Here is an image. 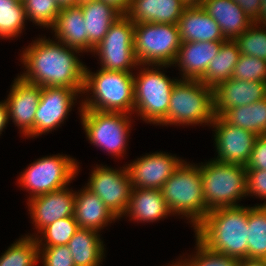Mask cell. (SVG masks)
Returning <instances> with one entry per match:
<instances>
[{
  "instance_id": "7a4b0ae2",
  "label": "cell",
  "mask_w": 266,
  "mask_h": 266,
  "mask_svg": "<svg viewBox=\"0 0 266 266\" xmlns=\"http://www.w3.org/2000/svg\"><path fill=\"white\" fill-rule=\"evenodd\" d=\"M212 251L241 260L248 257V207L232 206L208 212L194 229Z\"/></svg>"
},
{
  "instance_id": "4316f807",
  "label": "cell",
  "mask_w": 266,
  "mask_h": 266,
  "mask_svg": "<svg viewBox=\"0 0 266 266\" xmlns=\"http://www.w3.org/2000/svg\"><path fill=\"white\" fill-rule=\"evenodd\" d=\"M100 233L91 229H79L70 239V249L75 266H100L105 256V245Z\"/></svg>"
},
{
  "instance_id": "ab89813d",
  "label": "cell",
  "mask_w": 266,
  "mask_h": 266,
  "mask_svg": "<svg viewBox=\"0 0 266 266\" xmlns=\"http://www.w3.org/2000/svg\"><path fill=\"white\" fill-rule=\"evenodd\" d=\"M245 168L266 170V133L257 136Z\"/></svg>"
},
{
  "instance_id": "7bdbcfd3",
  "label": "cell",
  "mask_w": 266,
  "mask_h": 266,
  "mask_svg": "<svg viewBox=\"0 0 266 266\" xmlns=\"http://www.w3.org/2000/svg\"><path fill=\"white\" fill-rule=\"evenodd\" d=\"M8 109L5 101L0 102V135L2 131L6 128V125L9 123Z\"/></svg>"
},
{
  "instance_id": "74e56055",
  "label": "cell",
  "mask_w": 266,
  "mask_h": 266,
  "mask_svg": "<svg viewBox=\"0 0 266 266\" xmlns=\"http://www.w3.org/2000/svg\"><path fill=\"white\" fill-rule=\"evenodd\" d=\"M39 260L43 266H75L67 245L39 247Z\"/></svg>"
},
{
  "instance_id": "5b68a950",
  "label": "cell",
  "mask_w": 266,
  "mask_h": 266,
  "mask_svg": "<svg viewBox=\"0 0 266 266\" xmlns=\"http://www.w3.org/2000/svg\"><path fill=\"white\" fill-rule=\"evenodd\" d=\"M214 117V89L200 80L178 79L170 95L167 116L159 125L210 126Z\"/></svg>"
},
{
  "instance_id": "9a60e30c",
  "label": "cell",
  "mask_w": 266,
  "mask_h": 266,
  "mask_svg": "<svg viewBox=\"0 0 266 266\" xmlns=\"http://www.w3.org/2000/svg\"><path fill=\"white\" fill-rule=\"evenodd\" d=\"M183 159L165 152H154L126 165L133 188L161 189L181 166Z\"/></svg>"
},
{
  "instance_id": "ffe728a7",
  "label": "cell",
  "mask_w": 266,
  "mask_h": 266,
  "mask_svg": "<svg viewBox=\"0 0 266 266\" xmlns=\"http://www.w3.org/2000/svg\"><path fill=\"white\" fill-rule=\"evenodd\" d=\"M223 42H183L174 64L180 68L181 79L200 80Z\"/></svg>"
},
{
  "instance_id": "83f0119b",
  "label": "cell",
  "mask_w": 266,
  "mask_h": 266,
  "mask_svg": "<svg viewBox=\"0 0 266 266\" xmlns=\"http://www.w3.org/2000/svg\"><path fill=\"white\" fill-rule=\"evenodd\" d=\"M240 55L238 44L234 40H226L221 44L218 54L211 60L200 81L215 89L221 82L229 80Z\"/></svg>"
},
{
  "instance_id": "836d02e7",
  "label": "cell",
  "mask_w": 266,
  "mask_h": 266,
  "mask_svg": "<svg viewBox=\"0 0 266 266\" xmlns=\"http://www.w3.org/2000/svg\"><path fill=\"white\" fill-rule=\"evenodd\" d=\"M27 20L50 29L61 10L56 0H22Z\"/></svg>"
},
{
  "instance_id": "1f68e13d",
  "label": "cell",
  "mask_w": 266,
  "mask_h": 266,
  "mask_svg": "<svg viewBox=\"0 0 266 266\" xmlns=\"http://www.w3.org/2000/svg\"><path fill=\"white\" fill-rule=\"evenodd\" d=\"M26 20L22 0H0V38L12 40L20 36Z\"/></svg>"
},
{
  "instance_id": "c3c4849f",
  "label": "cell",
  "mask_w": 266,
  "mask_h": 266,
  "mask_svg": "<svg viewBox=\"0 0 266 266\" xmlns=\"http://www.w3.org/2000/svg\"><path fill=\"white\" fill-rule=\"evenodd\" d=\"M186 6L201 5L204 0H181Z\"/></svg>"
},
{
  "instance_id": "9c48e42d",
  "label": "cell",
  "mask_w": 266,
  "mask_h": 266,
  "mask_svg": "<svg viewBox=\"0 0 266 266\" xmlns=\"http://www.w3.org/2000/svg\"><path fill=\"white\" fill-rule=\"evenodd\" d=\"M78 109L83 130L91 144L112 157L125 155L133 120L131 114L81 109V104Z\"/></svg>"
},
{
  "instance_id": "d4e9b609",
  "label": "cell",
  "mask_w": 266,
  "mask_h": 266,
  "mask_svg": "<svg viewBox=\"0 0 266 266\" xmlns=\"http://www.w3.org/2000/svg\"><path fill=\"white\" fill-rule=\"evenodd\" d=\"M51 30L55 40L81 53L88 52V33L79 5L61 8Z\"/></svg>"
},
{
  "instance_id": "d6986e66",
  "label": "cell",
  "mask_w": 266,
  "mask_h": 266,
  "mask_svg": "<svg viewBox=\"0 0 266 266\" xmlns=\"http://www.w3.org/2000/svg\"><path fill=\"white\" fill-rule=\"evenodd\" d=\"M183 42H225L218 23L198 6H187L177 23Z\"/></svg>"
},
{
  "instance_id": "8992f818",
  "label": "cell",
  "mask_w": 266,
  "mask_h": 266,
  "mask_svg": "<svg viewBox=\"0 0 266 266\" xmlns=\"http://www.w3.org/2000/svg\"><path fill=\"white\" fill-rule=\"evenodd\" d=\"M203 185V197L208 211L240 206L241 198H247V170L245 166L211 159L199 163Z\"/></svg>"
},
{
  "instance_id": "6da1fadb",
  "label": "cell",
  "mask_w": 266,
  "mask_h": 266,
  "mask_svg": "<svg viewBox=\"0 0 266 266\" xmlns=\"http://www.w3.org/2000/svg\"><path fill=\"white\" fill-rule=\"evenodd\" d=\"M77 53L81 52L42 36L22 51L20 60L26 71L19 76L40 87L83 89L85 64Z\"/></svg>"
},
{
  "instance_id": "bcb514c9",
  "label": "cell",
  "mask_w": 266,
  "mask_h": 266,
  "mask_svg": "<svg viewBox=\"0 0 266 266\" xmlns=\"http://www.w3.org/2000/svg\"><path fill=\"white\" fill-rule=\"evenodd\" d=\"M82 0H56V2L58 3V5L61 8L64 7H70V6H77L81 3Z\"/></svg>"
},
{
  "instance_id": "f35d334b",
  "label": "cell",
  "mask_w": 266,
  "mask_h": 266,
  "mask_svg": "<svg viewBox=\"0 0 266 266\" xmlns=\"http://www.w3.org/2000/svg\"><path fill=\"white\" fill-rule=\"evenodd\" d=\"M247 170V196L253 195L261 198L266 206V170L246 169Z\"/></svg>"
},
{
  "instance_id": "52a82bcc",
  "label": "cell",
  "mask_w": 266,
  "mask_h": 266,
  "mask_svg": "<svg viewBox=\"0 0 266 266\" xmlns=\"http://www.w3.org/2000/svg\"><path fill=\"white\" fill-rule=\"evenodd\" d=\"M166 67L169 65L139 64L140 72L134 75L133 114L146 123L159 125L167 116L170 95L178 79H171L161 71Z\"/></svg>"
},
{
  "instance_id": "4fadbf2b",
  "label": "cell",
  "mask_w": 266,
  "mask_h": 266,
  "mask_svg": "<svg viewBox=\"0 0 266 266\" xmlns=\"http://www.w3.org/2000/svg\"><path fill=\"white\" fill-rule=\"evenodd\" d=\"M83 89L66 87H41L40 101L34 117L32 138L59 128Z\"/></svg>"
},
{
  "instance_id": "ac0fdd59",
  "label": "cell",
  "mask_w": 266,
  "mask_h": 266,
  "mask_svg": "<svg viewBox=\"0 0 266 266\" xmlns=\"http://www.w3.org/2000/svg\"><path fill=\"white\" fill-rule=\"evenodd\" d=\"M266 98V82L230 78L214 89V115L222 116L233 107L252 104Z\"/></svg>"
},
{
  "instance_id": "e575fe53",
  "label": "cell",
  "mask_w": 266,
  "mask_h": 266,
  "mask_svg": "<svg viewBox=\"0 0 266 266\" xmlns=\"http://www.w3.org/2000/svg\"><path fill=\"white\" fill-rule=\"evenodd\" d=\"M234 41L241 54L266 60V26L252 23Z\"/></svg>"
},
{
  "instance_id": "277c9868",
  "label": "cell",
  "mask_w": 266,
  "mask_h": 266,
  "mask_svg": "<svg viewBox=\"0 0 266 266\" xmlns=\"http://www.w3.org/2000/svg\"><path fill=\"white\" fill-rule=\"evenodd\" d=\"M172 215H182L195 229L208 214L198 164L184 161L160 189Z\"/></svg>"
},
{
  "instance_id": "484cf974",
  "label": "cell",
  "mask_w": 266,
  "mask_h": 266,
  "mask_svg": "<svg viewBox=\"0 0 266 266\" xmlns=\"http://www.w3.org/2000/svg\"><path fill=\"white\" fill-rule=\"evenodd\" d=\"M172 215L160 189L132 188L129 205L123 216L135 222H155ZM131 218V219H130Z\"/></svg>"
},
{
  "instance_id": "603a6c76",
  "label": "cell",
  "mask_w": 266,
  "mask_h": 266,
  "mask_svg": "<svg viewBox=\"0 0 266 266\" xmlns=\"http://www.w3.org/2000/svg\"><path fill=\"white\" fill-rule=\"evenodd\" d=\"M79 6L82 9L88 33V52L92 53L111 25L123 14L114 6L101 0H82Z\"/></svg>"
},
{
  "instance_id": "f1b7e54d",
  "label": "cell",
  "mask_w": 266,
  "mask_h": 266,
  "mask_svg": "<svg viewBox=\"0 0 266 266\" xmlns=\"http://www.w3.org/2000/svg\"><path fill=\"white\" fill-rule=\"evenodd\" d=\"M222 117L231 125L241 127L257 136L266 133V98L249 105L233 107Z\"/></svg>"
},
{
  "instance_id": "5bb4252c",
  "label": "cell",
  "mask_w": 266,
  "mask_h": 266,
  "mask_svg": "<svg viewBox=\"0 0 266 266\" xmlns=\"http://www.w3.org/2000/svg\"><path fill=\"white\" fill-rule=\"evenodd\" d=\"M215 131V160L246 166L257 135L249 130L229 124L222 116H215L210 127Z\"/></svg>"
},
{
  "instance_id": "7c38bea8",
  "label": "cell",
  "mask_w": 266,
  "mask_h": 266,
  "mask_svg": "<svg viewBox=\"0 0 266 266\" xmlns=\"http://www.w3.org/2000/svg\"><path fill=\"white\" fill-rule=\"evenodd\" d=\"M91 172L85 187L96 194L119 220L127 210L133 188L126 166L116 170L96 165Z\"/></svg>"
},
{
  "instance_id": "2e32d148",
  "label": "cell",
  "mask_w": 266,
  "mask_h": 266,
  "mask_svg": "<svg viewBox=\"0 0 266 266\" xmlns=\"http://www.w3.org/2000/svg\"><path fill=\"white\" fill-rule=\"evenodd\" d=\"M41 87L32 84L19 75L14 78L10 92L5 101L9 120H12L26 138L32 137L34 117L40 101ZM11 118V119H10Z\"/></svg>"
},
{
  "instance_id": "44dd1931",
  "label": "cell",
  "mask_w": 266,
  "mask_h": 266,
  "mask_svg": "<svg viewBox=\"0 0 266 266\" xmlns=\"http://www.w3.org/2000/svg\"><path fill=\"white\" fill-rule=\"evenodd\" d=\"M186 7L181 0H131L125 15L135 24H177Z\"/></svg>"
},
{
  "instance_id": "8fae6325",
  "label": "cell",
  "mask_w": 266,
  "mask_h": 266,
  "mask_svg": "<svg viewBox=\"0 0 266 266\" xmlns=\"http://www.w3.org/2000/svg\"><path fill=\"white\" fill-rule=\"evenodd\" d=\"M134 25L125 14L111 25L92 51L98 55L101 69L133 72L131 69L139 66L134 52Z\"/></svg>"
},
{
  "instance_id": "e0dca14e",
  "label": "cell",
  "mask_w": 266,
  "mask_h": 266,
  "mask_svg": "<svg viewBox=\"0 0 266 266\" xmlns=\"http://www.w3.org/2000/svg\"><path fill=\"white\" fill-rule=\"evenodd\" d=\"M28 211L37 230L36 236L54 221L74 216L75 191L68 186L28 199Z\"/></svg>"
},
{
  "instance_id": "d590c367",
  "label": "cell",
  "mask_w": 266,
  "mask_h": 266,
  "mask_svg": "<svg viewBox=\"0 0 266 266\" xmlns=\"http://www.w3.org/2000/svg\"><path fill=\"white\" fill-rule=\"evenodd\" d=\"M232 78L266 82V60L241 54L235 65Z\"/></svg>"
},
{
  "instance_id": "8d00e7d4",
  "label": "cell",
  "mask_w": 266,
  "mask_h": 266,
  "mask_svg": "<svg viewBox=\"0 0 266 266\" xmlns=\"http://www.w3.org/2000/svg\"><path fill=\"white\" fill-rule=\"evenodd\" d=\"M196 251L195 255L192 254L190 261L193 266H238L239 260L223 255L212 251L207 246H205L197 237H196Z\"/></svg>"
},
{
  "instance_id": "ba28073f",
  "label": "cell",
  "mask_w": 266,
  "mask_h": 266,
  "mask_svg": "<svg viewBox=\"0 0 266 266\" xmlns=\"http://www.w3.org/2000/svg\"><path fill=\"white\" fill-rule=\"evenodd\" d=\"M180 46L177 24L147 22L134 25V52L139 64L174 66Z\"/></svg>"
},
{
  "instance_id": "d6a6232c",
  "label": "cell",
  "mask_w": 266,
  "mask_h": 266,
  "mask_svg": "<svg viewBox=\"0 0 266 266\" xmlns=\"http://www.w3.org/2000/svg\"><path fill=\"white\" fill-rule=\"evenodd\" d=\"M78 223L74 216L54 221L45 227L41 232V236L26 235L35 237L38 247H52L67 245L72 236L79 230ZM44 239V240H43Z\"/></svg>"
},
{
  "instance_id": "3957f363",
  "label": "cell",
  "mask_w": 266,
  "mask_h": 266,
  "mask_svg": "<svg viewBox=\"0 0 266 266\" xmlns=\"http://www.w3.org/2000/svg\"><path fill=\"white\" fill-rule=\"evenodd\" d=\"M89 92H91V96ZM85 93L88 94V97L86 96L81 101V109L132 115L134 111V73L101 68L93 73L85 66L82 96Z\"/></svg>"
},
{
  "instance_id": "60d3db41",
  "label": "cell",
  "mask_w": 266,
  "mask_h": 266,
  "mask_svg": "<svg viewBox=\"0 0 266 266\" xmlns=\"http://www.w3.org/2000/svg\"><path fill=\"white\" fill-rule=\"evenodd\" d=\"M249 17L252 22H254L258 15L261 6V0H233Z\"/></svg>"
},
{
  "instance_id": "4dcf8cb0",
  "label": "cell",
  "mask_w": 266,
  "mask_h": 266,
  "mask_svg": "<svg viewBox=\"0 0 266 266\" xmlns=\"http://www.w3.org/2000/svg\"><path fill=\"white\" fill-rule=\"evenodd\" d=\"M39 247L35 237L23 236L0 256V266H36Z\"/></svg>"
},
{
  "instance_id": "f546056e",
  "label": "cell",
  "mask_w": 266,
  "mask_h": 266,
  "mask_svg": "<svg viewBox=\"0 0 266 266\" xmlns=\"http://www.w3.org/2000/svg\"><path fill=\"white\" fill-rule=\"evenodd\" d=\"M248 258L266 259V206H248Z\"/></svg>"
},
{
  "instance_id": "7402d4cb",
  "label": "cell",
  "mask_w": 266,
  "mask_h": 266,
  "mask_svg": "<svg viewBox=\"0 0 266 266\" xmlns=\"http://www.w3.org/2000/svg\"><path fill=\"white\" fill-rule=\"evenodd\" d=\"M74 217L81 229H91L101 231L118 219L104 202L89 189H83L75 192Z\"/></svg>"
},
{
  "instance_id": "b9f144b4",
  "label": "cell",
  "mask_w": 266,
  "mask_h": 266,
  "mask_svg": "<svg viewBox=\"0 0 266 266\" xmlns=\"http://www.w3.org/2000/svg\"><path fill=\"white\" fill-rule=\"evenodd\" d=\"M107 4L114 6L122 14H126L129 10L131 0H101Z\"/></svg>"
},
{
  "instance_id": "cb8c5ba5",
  "label": "cell",
  "mask_w": 266,
  "mask_h": 266,
  "mask_svg": "<svg viewBox=\"0 0 266 266\" xmlns=\"http://www.w3.org/2000/svg\"><path fill=\"white\" fill-rule=\"evenodd\" d=\"M201 7L218 23L226 40H235L253 23L233 0H204Z\"/></svg>"
},
{
  "instance_id": "ee69618b",
  "label": "cell",
  "mask_w": 266,
  "mask_h": 266,
  "mask_svg": "<svg viewBox=\"0 0 266 266\" xmlns=\"http://www.w3.org/2000/svg\"><path fill=\"white\" fill-rule=\"evenodd\" d=\"M238 266H266V259L247 257V258L239 260Z\"/></svg>"
},
{
  "instance_id": "f6af8a7d",
  "label": "cell",
  "mask_w": 266,
  "mask_h": 266,
  "mask_svg": "<svg viewBox=\"0 0 266 266\" xmlns=\"http://www.w3.org/2000/svg\"><path fill=\"white\" fill-rule=\"evenodd\" d=\"M253 23L266 26V0H261L259 15Z\"/></svg>"
},
{
  "instance_id": "7dc6e473",
  "label": "cell",
  "mask_w": 266,
  "mask_h": 266,
  "mask_svg": "<svg viewBox=\"0 0 266 266\" xmlns=\"http://www.w3.org/2000/svg\"><path fill=\"white\" fill-rule=\"evenodd\" d=\"M168 266V265H167ZM169 266H193L192 262L189 260V257L188 259L185 258V259H181L179 258V260L174 263L172 262V264H170Z\"/></svg>"
},
{
  "instance_id": "30bf717a",
  "label": "cell",
  "mask_w": 266,
  "mask_h": 266,
  "mask_svg": "<svg viewBox=\"0 0 266 266\" xmlns=\"http://www.w3.org/2000/svg\"><path fill=\"white\" fill-rule=\"evenodd\" d=\"M79 163L67 155L44 156L21 172L18 184L29 191L28 199L64 188L78 175Z\"/></svg>"
}]
</instances>
